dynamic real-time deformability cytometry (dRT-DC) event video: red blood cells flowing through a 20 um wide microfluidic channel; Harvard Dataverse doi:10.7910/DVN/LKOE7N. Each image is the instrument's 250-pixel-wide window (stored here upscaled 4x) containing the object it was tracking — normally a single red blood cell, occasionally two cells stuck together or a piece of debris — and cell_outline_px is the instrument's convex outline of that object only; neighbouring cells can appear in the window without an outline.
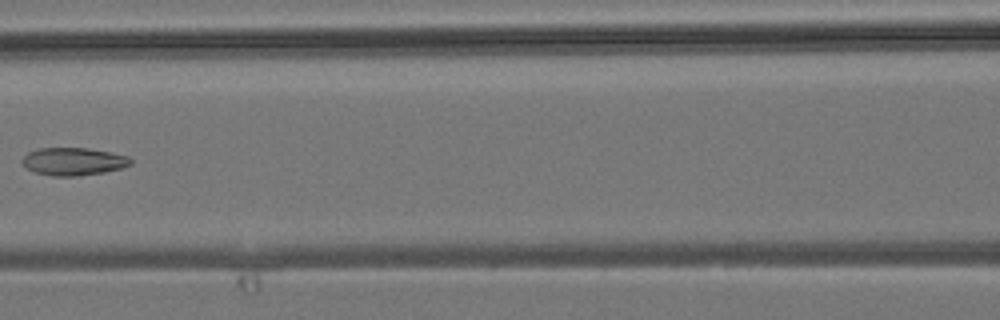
{"species": "common noctule bat (a hibernating species)", "species_latin": "Nyctalus noctula", "temperature_condition": "room temperature", "stored_images_in_passage": 7, "camera_frame_rate_fps": 3000, "um_per_image_px": 0.085, "animal": {"sex": "male", "body_mass_g": 19.2, "forearm_length_mm": 51.8}, "frame": {"image": 1, "passage_image": 7, "time_ms": 8.0, "image_size_px": [1000, 320], "cell_outline_px": [[132, 164], [120, 168], [104, 172], [76, 176], [52, 176], [32, 172], [20, 164], [20, 160], [28, 152], [40, 148], [88, 148], [112, 152], [128, 156], [132, 160]], "centroid_in_image_um": [6.2, 13.72], "position_along_channel_um": 160.4, "area_um2": 17.74}}